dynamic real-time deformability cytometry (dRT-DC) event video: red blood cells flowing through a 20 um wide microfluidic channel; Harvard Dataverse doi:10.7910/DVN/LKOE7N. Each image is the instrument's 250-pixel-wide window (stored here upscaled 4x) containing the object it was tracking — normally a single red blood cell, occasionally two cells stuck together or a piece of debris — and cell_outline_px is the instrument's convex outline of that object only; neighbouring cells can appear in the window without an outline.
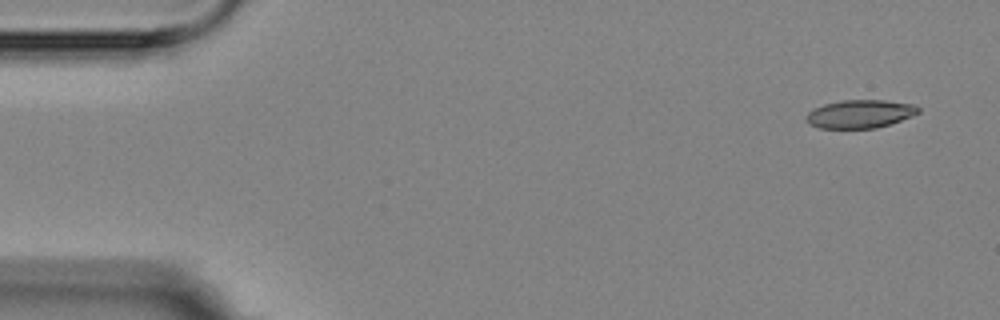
{"species": "Egyptian fruit bat (a non-hibernating species)", "species_latin": "Rousettus aegyptiacus", "temperature_condition": "room temperature", "stored_images_in_passage": 6, "camera_frame_rate_fps": 3000, "um_per_image_px": 0.085, "animal": {"sex": "female"}, "frame": {"image": 1, "passage_image": 1, "time_ms": 0.0, "image_size_px": [1000, 320], "cell_outline_px": [[920, 112], [912, 116], [876, 128], [820, 128], [808, 124], [804, 120], [804, 116], [812, 108], [824, 104], [844, 100], [884, 100], [916, 104], [920, 108]], "centroid_in_image_um": [73.07, 9.68], "position_along_channel_um": 11.9, "area_um2": 18.61}}
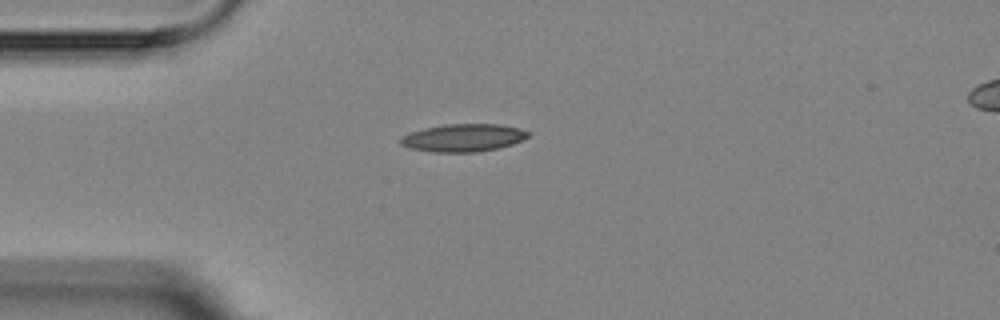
{"frame": {"image": 2, "passage_image": 4, "time_ms": 3.667, "image_size_px": [1000, 320], "cell_outline_px": [[532, 132], [524, 140], [512, 144], [480, 152], [432, 152], [412, 148], [400, 144], [400, 140], [404, 136], [412, 132], [424, 128], [444, 124], [500, 124], [520, 128]], "centroid_in_image_um": [39.44, 11.7], "position_along_channel_um": 45.6, "area_um2": 20.58}}